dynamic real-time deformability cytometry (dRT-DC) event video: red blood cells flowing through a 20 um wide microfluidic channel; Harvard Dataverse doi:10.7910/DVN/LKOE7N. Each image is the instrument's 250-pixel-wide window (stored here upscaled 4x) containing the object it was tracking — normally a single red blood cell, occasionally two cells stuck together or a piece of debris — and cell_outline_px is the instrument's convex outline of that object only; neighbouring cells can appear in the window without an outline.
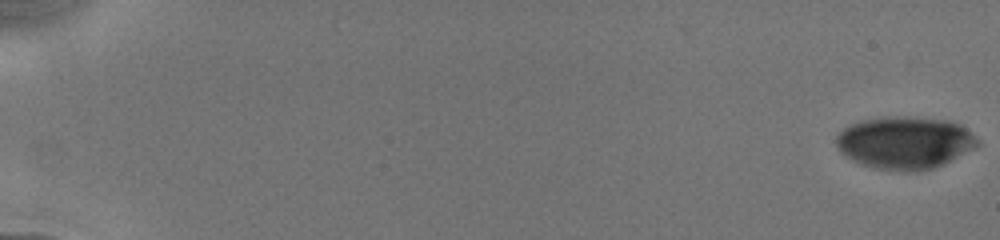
{"species": "human", "species_latin": "Homo sapiens", "temperature_condition": "cold", "stored_images_in_passage": 40, "camera_frame_rate_fps": 3000, "um_per_image_px": 0.085, "donor": {"sex": "male"}, "frame": {"image": 1, "passage_image": 1, "time_ms": 0.0, "image_size_px": [1000, 240], "cell_outline_px": [[980, 144], [976, 148], [944, 164], [932, 168], [912, 172], [900, 172], [876, 168], [852, 160], [840, 152], [836, 144], [836, 136], [844, 128], [860, 120], [888, 116], [952, 120], [960, 124], [976, 136], [980, 140]], "centroid_in_image_um": [76.95, 12.13], "position_along_channel_um": 8.1, "area_um2": 43.41}}
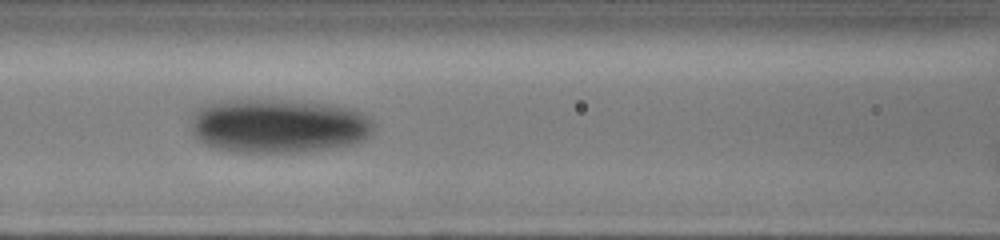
{"frame": {"image": 2, "passage_image": 17, "time_ms": 8.667, "image_size_px": [1000, 240], "cell_outline_px": [[376, 124], [372, 132], [364, 140], [352, 144], [332, 148], [304, 152], [236, 152], [212, 148], [196, 140], [192, 132], [192, 120], [196, 112], [200, 108], [224, 100], [256, 100], [324, 104], [352, 108], [372, 116]], "centroid_in_image_um": [23.72, 10.73], "position_along_channel_um": 142.9, "area_um2": 57.68}}
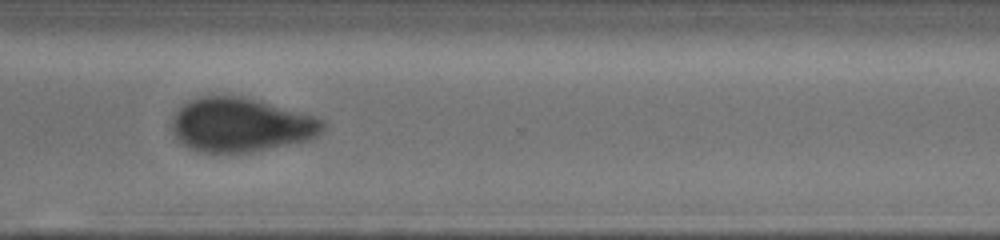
{"frame": {"image": 3, "passage_image": 39, "time_ms": 14.0, "image_size_px": [1000, 240], "cell_outline_px": [[324, 128], [312, 140], [252, 152], [200, 152], [188, 148], [180, 144], [172, 132], [172, 116], [188, 100], [200, 96], [240, 96], [256, 100], [316, 116], [324, 120]], "centroid_in_image_um": [20.45, 10.63], "position_along_channel_um": 350.1, "area_um2": 47.74}}